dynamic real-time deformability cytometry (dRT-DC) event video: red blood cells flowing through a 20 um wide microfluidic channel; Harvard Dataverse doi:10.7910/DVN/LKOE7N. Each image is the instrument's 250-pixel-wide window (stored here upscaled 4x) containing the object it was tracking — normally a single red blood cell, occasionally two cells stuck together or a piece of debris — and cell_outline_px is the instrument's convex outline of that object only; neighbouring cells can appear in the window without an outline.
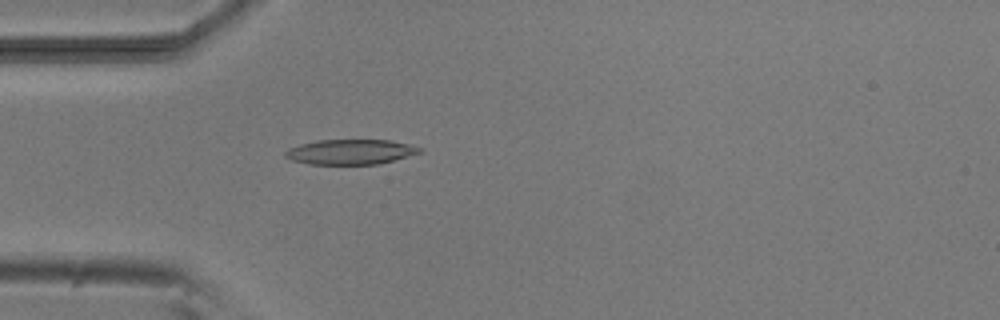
{"species": "common noctule bat (a hibernating species)", "species_latin": "Nyctalus noctula", "temperature_condition": "room temperature", "stored_images_in_passage": 4, "camera_frame_rate_fps": 3000, "um_per_image_px": 0.085, "animal": {"sex": "male", "body_mass_g": 20.5, "forearm_length_mm": 52.5}, "frame": {"image": 1, "passage_image": 4, "time_ms": 3.333, "image_size_px": [1000, 320], "cell_outline_px": [[424, 152], [380, 164], [308, 164], [292, 160], [284, 156], [284, 152], [288, 148], [300, 144], [316, 140], [392, 140], [424, 148]], "centroid_in_image_um": [29.83, 12.91], "position_along_channel_um": 55.2, "area_um2": 19.83}}